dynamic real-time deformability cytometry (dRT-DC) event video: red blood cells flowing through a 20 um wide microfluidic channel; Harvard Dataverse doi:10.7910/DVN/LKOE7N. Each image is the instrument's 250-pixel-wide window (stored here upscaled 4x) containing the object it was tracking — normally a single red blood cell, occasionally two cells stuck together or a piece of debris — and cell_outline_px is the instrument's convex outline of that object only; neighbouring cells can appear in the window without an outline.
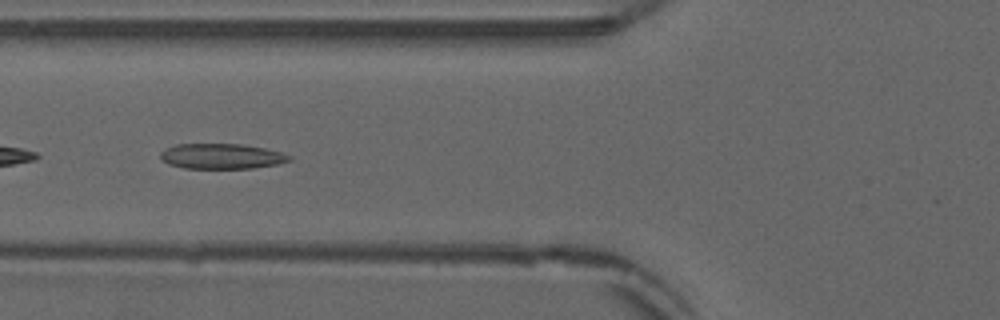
{"species": "common noctule bat (a hibernating species)", "species_latin": "Nyctalus noctula", "temperature_condition": "warm", "stored_images_in_passage": 45, "camera_frame_rate_fps": 3000, "um_per_image_px": 0.085, "animal": {"sex": "male", "forearm_length_mm": 52.5}, "frame": {"image": 1, "passage_image": 19, "time_ms": 6.0, "image_size_px": [1000, 320], "cell_outline_px": [[292, 160], [276, 164], [252, 168], [184, 168], [168, 164], [160, 160], [160, 152], [164, 148], [176, 144], [240, 144], [264, 148], [280, 152], [292, 156]], "centroid_in_image_um": [18.78, 13.28], "position_along_channel_um": 107.0, "area_um2": 19.02}}